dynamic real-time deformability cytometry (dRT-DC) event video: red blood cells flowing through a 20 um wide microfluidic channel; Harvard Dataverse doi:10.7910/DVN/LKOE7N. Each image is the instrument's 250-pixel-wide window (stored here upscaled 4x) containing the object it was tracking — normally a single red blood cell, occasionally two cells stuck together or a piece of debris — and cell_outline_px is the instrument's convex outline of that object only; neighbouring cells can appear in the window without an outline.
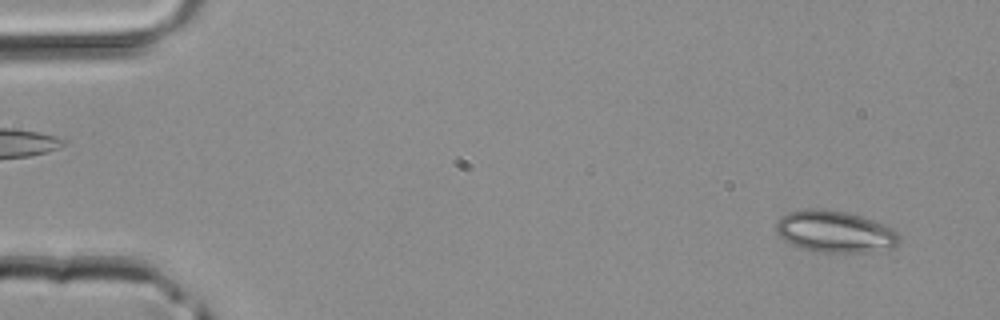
{"species": "common noctule bat (a hibernating species)", "species_latin": "Nyctalus noctula", "temperature_condition": "room temperature", "stored_images_in_passage": 44, "camera_frame_rate_fps": 3000, "um_per_image_px": 0.085, "animal": {"sex": "male", "body_mass_g": 20.4}, "frame": {"image": 1, "passage_image": 3, "time_ms": 0.667, "image_size_px": [1000, 320], "cell_outline_px": [[900, 240], [892, 248], [864, 252], [820, 252], [804, 248], [792, 244], [784, 240], [776, 232], [776, 224], [780, 216], [788, 212], [808, 208], [824, 208], [848, 212], [884, 224], [892, 228], [900, 236]], "centroid_in_image_um": [70.95, 19.67], "position_along_channel_um": 14.0, "area_um2": 29.94}}
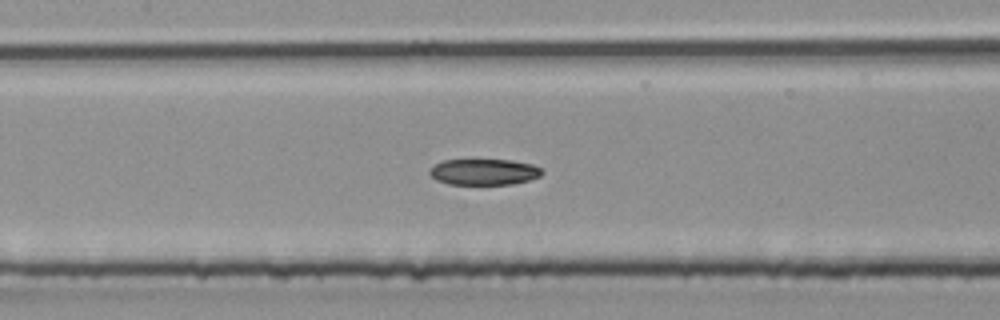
{"frame": {"image": 2, "passage_image": 21, "time_ms": 6.667, "image_size_px": [1000, 320], "cell_outline_px": [[544, 172], [540, 176], [528, 180], [512, 184], [448, 184], [436, 180], [428, 172], [436, 164], [444, 160], [512, 160], [532, 164], [540, 168]], "centroid_in_image_um": [41.15, 14.61], "position_along_channel_um": 166.2, "area_um2": 16.94}}
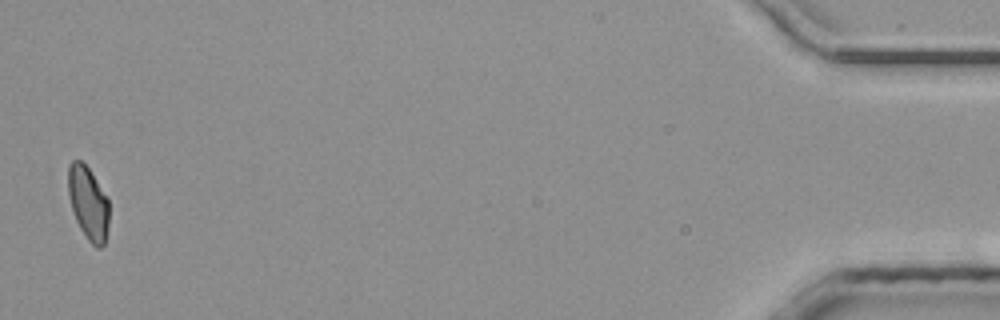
{"frame": {"image": 3, "passage_image": 44, "time_ms": 14.333, "image_size_px": [1000, 320], "cell_outline_px": [[108, 228], [104, 244], [100, 248], [96, 248], [88, 240], [80, 228], [72, 212], [68, 196], [68, 168], [72, 160], [80, 160], [88, 168], [108, 200]], "centroid_in_image_um": [7.48, 17.29], "position_along_channel_um": 427.7, "area_um2": 17.28}}